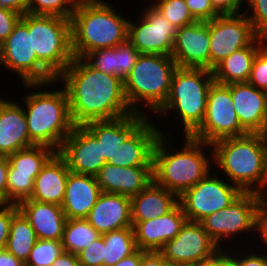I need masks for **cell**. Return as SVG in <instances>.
Instances as JSON below:
<instances>
[{
    "label": "cell",
    "instance_id": "c3c4849f",
    "mask_svg": "<svg viewBox=\"0 0 267 266\" xmlns=\"http://www.w3.org/2000/svg\"><path fill=\"white\" fill-rule=\"evenodd\" d=\"M244 0H210L219 14H237Z\"/></svg>",
    "mask_w": 267,
    "mask_h": 266
},
{
    "label": "cell",
    "instance_id": "ab89813d",
    "mask_svg": "<svg viewBox=\"0 0 267 266\" xmlns=\"http://www.w3.org/2000/svg\"><path fill=\"white\" fill-rule=\"evenodd\" d=\"M248 82L259 90L267 89V44L257 52Z\"/></svg>",
    "mask_w": 267,
    "mask_h": 266
},
{
    "label": "cell",
    "instance_id": "83f0119b",
    "mask_svg": "<svg viewBox=\"0 0 267 266\" xmlns=\"http://www.w3.org/2000/svg\"><path fill=\"white\" fill-rule=\"evenodd\" d=\"M130 199L132 221L159 218L179 203V197L176 194L154 182Z\"/></svg>",
    "mask_w": 267,
    "mask_h": 266
},
{
    "label": "cell",
    "instance_id": "ffe728a7",
    "mask_svg": "<svg viewBox=\"0 0 267 266\" xmlns=\"http://www.w3.org/2000/svg\"><path fill=\"white\" fill-rule=\"evenodd\" d=\"M231 97L241 126L248 133L267 129V99L263 90L249 82L232 83Z\"/></svg>",
    "mask_w": 267,
    "mask_h": 266
},
{
    "label": "cell",
    "instance_id": "f907efd6",
    "mask_svg": "<svg viewBox=\"0 0 267 266\" xmlns=\"http://www.w3.org/2000/svg\"><path fill=\"white\" fill-rule=\"evenodd\" d=\"M9 163L7 156H0V205L6 204V185Z\"/></svg>",
    "mask_w": 267,
    "mask_h": 266
},
{
    "label": "cell",
    "instance_id": "9c48e42d",
    "mask_svg": "<svg viewBox=\"0 0 267 266\" xmlns=\"http://www.w3.org/2000/svg\"><path fill=\"white\" fill-rule=\"evenodd\" d=\"M32 51L57 78L74 59L71 19L32 15Z\"/></svg>",
    "mask_w": 267,
    "mask_h": 266
},
{
    "label": "cell",
    "instance_id": "f5cc1de1",
    "mask_svg": "<svg viewBox=\"0 0 267 266\" xmlns=\"http://www.w3.org/2000/svg\"><path fill=\"white\" fill-rule=\"evenodd\" d=\"M51 266H81L76 254L63 251Z\"/></svg>",
    "mask_w": 267,
    "mask_h": 266
},
{
    "label": "cell",
    "instance_id": "484cf974",
    "mask_svg": "<svg viewBox=\"0 0 267 266\" xmlns=\"http://www.w3.org/2000/svg\"><path fill=\"white\" fill-rule=\"evenodd\" d=\"M18 208L28 219L37 239L62 241L67 217L61 206L26 199L18 204Z\"/></svg>",
    "mask_w": 267,
    "mask_h": 266
},
{
    "label": "cell",
    "instance_id": "bcb514c9",
    "mask_svg": "<svg viewBox=\"0 0 267 266\" xmlns=\"http://www.w3.org/2000/svg\"><path fill=\"white\" fill-rule=\"evenodd\" d=\"M254 229L260 234V238L267 248V197L260 201L256 209Z\"/></svg>",
    "mask_w": 267,
    "mask_h": 266
},
{
    "label": "cell",
    "instance_id": "3957f363",
    "mask_svg": "<svg viewBox=\"0 0 267 266\" xmlns=\"http://www.w3.org/2000/svg\"><path fill=\"white\" fill-rule=\"evenodd\" d=\"M167 136L161 130L153 148V182L180 197L210 172L212 162L202 148L212 146L185 135L184 148L173 153Z\"/></svg>",
    "mask_w": 267,
    "mask_h": 266
},
{
    "label": "cell",
    "instance_id": "30bf717a",
    "mask_svg": "<svg viewBox=\"0 0 267 266\" xmlns=\"http://www.w3.org/2000/svg\"><path fill=\"white\" fill-rule=\"evenodd\" d=\"M248 134L241 126L234 110L231 84L213 82L208 91L205 115L201 125L190 135L194 139L212 144L227 138Z\"/></svg>",
    "mask_w": 267,
    "mask_h": 266
},
{
    "label": "cell",
    "instance_id": "1f68e13d",
    "mask_svg": "<svg viewBox=\"0 0 267 266\" xmlns=\"http://www.w3.org/2000/svg\"><path fill=\"white\" fill-rule=\"evenodd\" d=\"M105 243L103 266H113L137 250L133 227L103 234Z\"/></svg>",
    "mask_w": 267,
    "mask_h": 266
},
{
    "label": "cell",
    "instance_id": "7402d4cb",
    "mask_svg": "<svg viewBox=\"0 0 267 266\" xmlns=\"http://www.w3.org/2000/svg\"><path fill=\"white\" fill-rule=\"evenodd\" d=\"M85 219L100 234L133 227L131 199L125 195L102 192Z\"/></svg>",
    "mask_w": 267,
    "mask_h": 266
},
{
    "label": "cell",
    "instance_id": "f35d334b",
    "mask_svg": "<svg viewBox=\"0 0 267 266\" xmlns=\"http://www.w3.org/2000/svg\"><path fill=\"white\" fill-rule=\"evenodd\" d=\"M84 59L96 70L116 76L115 47L94 50Z\"/></svg>",
    "mask_w": 267,
    "mask_h": 266
},
{
    "label": "cell",
    "instance_id": "e0dca14e",
    "mask_svg": "<svg viewBox=\"0 0 267 266\" xmlns=\"http://www.w3.org/2000/svg\"><path fill=\"white\" fill-rule=\"evenodd\" d=\"M209 21H195L177 29L171 53L177 67L210 70Z\"/></svg>",
    "mask_w": 267,
    "mask_h": 266
},
{
    "label": "cell",
    "instance_id": "74e56055",
    "mask_svg": "<svg viewBox=\"0 0 267 266\" xmlns=\"http://www.w3.org/2000/svg\"><path fill=\"white\" fill-rule=\"evenodd\" d=\"M139 56L140 53L128 40L117 45L115 47L116 76L124 81Z\"/></svg>",
    "mask_w": 267,
    "mask_h": 266
},
{
    "label": "cell",
    "instance_id": "ee69618b",
    "mask_svg": "<svg viewBox=\"0 0 267 266\" xmlns=\"http://www.w3.org/2000/svg\"><path fill=\"white\" fill-rule=\"evenodd\" d=\"M0 250L6 249L13 215L19 210L16 204L0 205Z\"/></svg>",
    "mask_w": 267,
    "mask_h": 266
},
{
    "label": "cell",
    "instance_id": "4dcf8cb0",
    "mask_svg": "<svg viewBox=\"0 0 267 266\" xmlns=\"http://www.w3.org/2000/svg\"><path fill=\"white\" fill-rule=\"evenodd\" d=\"M36 241L34 229L18 210L12 217L6 250L25 263Z\"/></svg>",
    "mask_w": 267,
    "mask_h": 266
},
{
    "label": "cell",
    "instance_id": "91938a15",
    "mask_svg": "<svg viewBox=\"0 0 267 266\" xmlns=\"http://www.w3.org/2000/svg\"><path fill=\"white\" fill-rule=\"evenodd\" d=\"M264 93H265V96H266V99H267V89L264 91Z\"/></svg>",
    "mask_w": 267,
    "mask_h": 266
},
{
    "label": "cell",
    "instance_id": "9a60e30c",
    "mask_svg": "<svg viewBox=\"0 0 267 266\" xmlns=\"http://www.w3.org/2000/svg\"><path fill=\"white\" fill-rule=\"evenodd\" d=\"M220 250L200 222L187 220L159 252L172 266H190L213 257Z\"/></svg>",
    "mask_w": 267,
    "mask_h": 266
},
{
    "label": "cell",
    "instance_id": "52a82bcc",
    "mask_svg": "<svg viewBox=\"0 0 267 266\" xmlns=\"http://www.w3.org/2000/svg\"><path fill=\"white\" fill-rule=\"evenodd\" d=\"M177 64L172 56L140 54L136 64L124 79V93L130 108L140 112L137 103H145L155 112L168 98L171 79ZM143 101V102H139ZM149 106V107H148Z\"/></svg>",
    "mask_w": 267,
    "mask_h": 266
},
{
    "label": "cell",
    "instance_id": "4fadbf2b",
    "mask_svg": "<svg viewBox=\"0 0 267 266\" xmlns=\"http://www.w3.org/2000/svg\"><path fill=\"white\" fill-rule=\"evenodd\" d=\"M263 198L264 196L255 192H243L228 207L206 216L200 223L214 242L223 249L222 239L254 230L256 209Z\"/></svg>",
    "mask_w": 267,
    "mask_h": 266
},
{
    "label": "cell",
    "instance_id": "ac0fdd59",
    "mask_svg": "<svg viewBox=\"0 0 267 266\" xmlns=\"http://www.w3.org/2000/svg\"><path fill=\"white\" fill-rule=\"evenodd\" d=\"M186 221L180 203L159 218L132 221L137 249L160 251L168 241L175 238Z\"/></svg>",
    "mask_w": 267,
    "mask_h": 266
},
{
    "label": "cell",
    "instance_id": "5bb4252c",
    "mask_svg": "<svg viewBox=\"0 0 267 266\" xmlns=\"http://www.w3.org/2000/svg\"><path fill=\"white\" fill-rule=\"evenodd\" d=\"M141 19L140 24L128 22L127 40L140 54L171 56L178 28L152 4L146 7Z\"/></svg>",
    "mask_w": 267,
    "mask_h": 266
},
{
    "label": "cell",
    "instance_id": "d6986e66",
    "mask_svg": "<svg viewBox=\"0 0 267 266\" xmlns=\"http://www.w3.org/2000/svg\"><path fill=\"white\" fill-rule=\"evenodd\" d=\"M95 177L101 192L131 198L153 182V166L123 167L106 163Z\"/></svg>",
    "mask_w": 267,
    "mask_h": 266
},
{
    "label": "cell",
    "instance_id": "b9f144b4",
    "mask_svg": "<svg viewBox=\"0 0 267 266\" xmlns=\"http://www.w3.org/2000/svg\"><path fill=\"white\" fill-rule=\"evenodd\" d=\"M104 247L103 234H101L99 238L77 254L81 266H103Z\"/></svg>",
    "mask_w": 267,
    "mask_h": 266
},
{
    "label": "cell",
    "instance_id": "5b68a950",
    "mask_svg": "<svg viewBox=\"0 0 267 266\" xmlns=\"http://www.w3.org/2000/svg\"><path fill=\"white\" fill-rule=\"evenodd\" d=\"M24 105L30 141L58 152L75 126L65 89L32 92L24 98Z\"/></svg>",
    "mask_w": 267,
    "mask_h": 266
},
{
    "label": "cell",
    "instance_id": "f1b7e54d",
    "mask_svg": "<svg viewBox=\"0 0 267 266\" xmlns=\"http://www.w3.org/2000/svg\"><path fill=\"white\" fill-rule=\"evenodd\" d=\"M265 41L267 42V38L259 36L250 46L223 59L212 70L215 82L226 85L248 82L254 58Z\"/></svg>",
    "mask_w": 267,
    "mask_h": 266
},
{
    "label": "cell",
    "instance_id": "8d00e7d4",
    "mask_svg": "<svg viewBox=\"0 0 267 266\" xmlns=\"http://www.w3.org/2000/svg\"><path fill=\"white\" fill-rule=\"evenodd\" d=\"M78 0H28V13L71 19Z\"/></svg>",
    "mask_w": 267,
    "mask_h": 266
},
{
    "label": "cell",
    "instance_id": "2e32d148",
    "mask_svg": "<svg viewBox=\"0 0 267 266\" xmlns=\"http://www.w3.org/2000/svg\"><path fill=\"white\" fill-rule=\"evenodd\" d=\"M57 153L73 173L96 176L106 164L101 158V142L84 125L74 126Z\"/></svg>",
    "mask_w": 267,
    "mask_h": 266
},
{
    "label": "cell",
    "instance_id": "4316f807",
    "mask_svg": "<svg viewBox=\"0 0 267 266\" xmlns=\"http://www.w3.org/2000/svg\"><path fill=\"white\" fill-rule=\"evenodd\" d=\"M69 172L66 161L56 153L36 176L30 199L61 206Z\"/></svg>",
    "mask_w": 267,
    "mask_h": 266
},
{
    "label": "cell",
    "instance_id": "681fc988",
    "mask_svg": "<svg viewBox=\"0 0 267 266\" xmlns=\"http://www.w3.org/2000/svg\"><path fill=\"white\" fill-rule=\"evenodd\" d=\"M139 266H172L159 251H146Z\"/></svg>",
    "mask_w": 267,
    "mask_h": 266
},
{
    "label": "cell",
    "instance_id": "cb8c5ba5",
    "mask_svg": "<svg viewBox=\"0 0 267 266\" xmlns=\"http://www.w3.org/2000/svg\"><path fill=\"white\" fill-rule=\"evenodd\" d=\"M147 114L136 113L102 121H90L84 126L101 142V158L114 161L117 146L123 143L147 118Z\"/></svg>",
    "mask_w": 267,
    "mask_h": 266
},
{
    "label": "cell",
    "instance_id": "7bdbcfd3",
    "mask_svg": "<svg viewBox=\"0 0 267 266\" xmlns=\"http://www.w3.org/2000/svg\"><path fill=\"white\" fill-rule=\"evenodd\" d=\"M185 2L197 21L207 22L219 15L210 0H185Z\"/></svg>",
    "mask_w": 267,
    "mask_h": 266
},
{
    "label": "cell",
    "instance_id": "603a6c76",
    "mask_svg": "<svg viewBox=\"0 0 267 266\" xmlns=\"http://www.w3.org/2000/svg\"><path fill=\"white\" fill-rule=\"evenodd\" d=\"M33 145L24 107L16 101L0 98V156H8Z\"/></svg>",
    "mask_w": 267,
    "mask_h": 266
},
{
    "label": "cell",
    "instance_id": "6f0895ef",
    "mask_svg": "<svg viewBox=\"0 0 267 266\" xmlns=\"http://www.w3.org/2000/svg\"><path fill=\"white\" fill-rule=\"evenodd\" d=\"M222 249V265L221 266H237V264L228 256V251Z\"/></svg>",
    "mask_w": 267,
    "mask_h": 266
},
{
    "label": "cell",
    "instance_id": "d590c367",
    "mask_svg": "<svg viewBox=\"0 0 267 266\" xmlns=\"http://www.w3.org/2000/svg\"><path fill=\"white\" fill-rule=\"evenodd\" d=\"M153 6L176 28L197 21L191 14L185 0H153Z\"/></svg>",
    "mask_w": 267,
    "mask_h": 266
},
{
    "label": "cell",
    "instance_id": "9f6ffc18",
    "mask_svg": "<svg viewBox=\"0 0 267 266\" xmlns=\"http://www.w3.org/2000/svg\"><path fill=\"white\" fill-rule=\"evenodd\" d=\"M222 265V249L213 257L197 262L190 266H221Z\"/></svg>",
    "mask_w": 267,
    "mask_h": 266
},
{
    "label": "cell",
    "instance_id": "f6af8a7d",
    "mask_svg": "<svg viewBox=\"0 0 267 266\" xmlns=\"http://www.w3.org/2000/svg\"><path fill=\"white\" fill-rule=\"evenodd\" d=\"M22 15L7 8L0 7V44L13 32Z\"/></svg>",
    "mask_w": 267,
    "mask_h": 266
},
{
    "label": "cell",
    "instance_id": "60d3db41",
    "mask_svg": "<svg viewBox=\"0 0 267 266\" xmlns=\"http://www.w3.org/2000/svg\"><path fill=\"white\" fill-rule=\"evenodd\" d=\"M246 1L247 3H249L248 9L251 8L252 10V14H250L248 10L244 12L246 14V17L252 23L255 32L259 36L267 38V0H246Z\"/></svg>",
    "mask_w": 267,
    "mask_h": 266
},
{
    "label": "cell",
    "instance_id": "7a4b0ae2",
    "mask_svg": "<svg viewBox=\"0 0 267 266\" xmlns=\"http://www.w3.org/2000/svg\"><path fill=\"white\" fill-rule=\"evenodd\" d=\"M211 146L213 164L221 167L233 185L242 192L267 197V151L262 133L223 138Z\"/></svg>",
    "mask_w": 267,
    "mask_h": 266
},
{
    "label": "cell",
    "instance_id": "ba28073f",
    "mask_svg": "<svg viewBox=\"0 0 267 266\" xmlns=\"http://www.w3.org/2000/svg\"><path fill=\"white\" fill-rule=\"evenodd\" d=\"M21 77L25 87L45 88L56 83V77L37 59L32 51V14L26 13L15 25L13 32L0 44V65Z\"/></svg>",
    "mask_w": 267,
    "mask_h": 266
},
{
    "label": "cell",
    "instance_id": "f546056e",
    "mask_svg": "<svg viewBox=\"0 0 267 266\" xmlns=\"http://www.w3.org/2000/svg\"><path fill=\"white\" fill-rule=\"evenodd\" d=\"M56 153V150L44 145H33L20 149L7 156L8 169H15V173L31 174L35 179Z\"/></svg>",
    "mask_w": 267,
    "mask_h": 266
},
{
    "label": "cell",
    "instance_id": "277c9868",
    "mask_svg": "<svg viewBox=\"0 0 267 266\" xmlns=\"http://www.w3.org/2000/svg\"><path fill=\"white\" fill-rule=\"evenodd\" d=\"M113 8L101 0L77 1L71 17L74 57L84 58L89 52L127 40L129 20Z\"/></svg>",
    "mask_w": 267,
    "mask_h": 266
},
{
    "label": "cell",
    "instance_id": "e575fe53",
    "mask_svg": "<svg viewBox=\"0 0 267 266\" xmlns=\"http://www.w3.org/2000/svg\"><path fill=\"white\" fill-rule=\"evenodd\" d=\"M63 251L62 241L37 239L24 264L26 266H51Z\"/></svg>",
    "mask_w": 267,
    "mask_h": 266
},
{
    "label": "cell",
    "instance_id": "d4e9b609",
    "mask_svg": "<svg viewBox=\"0 0 267 266\" xmlns=\"http://www.w3.org/2000/svg\"><path fill=\"white\" fill-rule=\"evenodd\" d=\"M101 193L95 176L70 171L61 204L67 219L86 218Z\"/></svg>",
    "mask_w": 267,
    "mask_h": 266
},
{
    "label": "cell",
    "instance_id": "8fae6325",
    "mask_svg": "<svg viewBox=\"0 0 267 266\" xmlns=\"http://www.w3.org/2000/svg\"><path fill=\"white\" fill-rule=\"evenodd\" d=\"M210 174L179 197L188 221L200 222L206 216L228 207L243 193L237 186L226 183L216 174L213 177Z\"/></svg>",
    "mask_w": 267,
    "mask_h": 266
},
{
    "label": "cell",
    "instance_id": "7dc6e473",
    "mask_svg": "<svg viewBox=\"0 0 267 266\" xmlns=\"http://www.w3.org/2000/svg\"><path fill=\"white\" fill-rule=\"evenodd\" d=\"M265 253H261V255H259L254 252L250 255L245 254L247 257L241 256L239 258H236L238 256H234V254L232 255V257L228 253V256L237 264V266H267V252Z\"/></svg>",
    "mask_w": 267,
    "mask_h": 266
},
{
    "label": "cell",
    "instance_id": "6da1fadb",
    "mask_svg": "<svg viewBox=\"0 0 267 266\" xmlns=\"http://www.w3.org/2000/svg\"><path fill=\"white\" fill-rule=\"evenodd\" d=\"M62 80L75 126L134 113L125 97L123 80L96 70L83 57H74L56 78L58 83Z\"/></svg>",
    "mask_w": 267,
    "mask_h": 266
},
{
    "label": "cell",
    "instance_id": "44dd1931",
    "mask_svg": "<svg viewBox=\"0 0 267 266\" xmlns=\"http://www.w3.org/2000/svg\"><path fill=\"white\" fill-rule=\"evenodd\" d=\"M151 123L147 117L123 143L117 146L114 161L108 163L123 167L153 166L152 153L160 130Z\"/></svg>",
    "mask_w": 267,
    "mask_h": 266
},
{
    "label": "cell",
    "instance_id": "8992f818",
    "mask_svg": "<svg viewBox=\"0 0 267 266\" xmlns=\"http://www.w3.org/2000/svg\"><path fill=\"white\" fill-rule=\"evenodd\" d=\"M214 81L211 70L177 67L171 79L168 98L156 113L159 116L169 111L178 113L184 135L190 136L203 122L208 91Z\"/></svg>",
    "mask_w": 267,
    "mask_h": 266
},
{
    "label": "cell",
    "instance_id": "836d02e7",
    "mask_svg": "<svg viewBox=\"0 0 267 266\" xmlns=\"http://www.w3.org/2000/svg\"><path fill=\"white\" fill-rule=\"evenodd\" d=\"M34 180L31 174L15 173V169H8L6 204L18 205L21 201L30 199Z\"/></svg>",
    "mask_w": 267,
    "mask_h": 266
},
{
    "label": "cell",
    "instance_id": "816d5d0a",
    "mask_svg": "<svg viewBox=\"0 0 267 266\" xmlns=\"http://www.w3.org/2000/svg\"><path fill=\"white\" fill-rule=\"evenodd\" d=\"M0 7L10 9L23 16L28 13V0H0Z\"/></svg>",
    "mask_w": 267,
    "mask_h": 266
},
{
    "label": "cell",
    "instance_id": "680465c9",
    "mask_svg": "<svg viewBox=\"0 0 267 266\" xmlns=\"http://www.w3.org/2000/svg\"><path fill=\"white\" fill-rule=\"evenodd\" d=\"M263 138L265 140V144H266V151H267V129L262 133Z\"/></svg>",
    "mask_w": 267,
    "mask_h": 266
},
{
    "label": "cell",
    "instance_id": "db71d44e",
    "mask_svg": "<svg viewBox=\"0 0 267 266\" xmlns=\"http://www.w3.org/2000/svg\"><path fill=\"white\" fill-rule=\"evenodd\" d=\"M145 252L146 251H144V250L137 249L134 253L123 258L122 260H120L119 262H117L113 266H139L142 255Z\"/></svg>",
    "mask_w": 267,
    "mask_h": 266
},
{
    "label": "cell",
    "instance_id": "11a10c76",
    "mask_svg": "<svg viewBox=\"0 0 267 266\" xmlns=\"http://www.w3.org/2000/svg\"><path fill=\"white\" fill-rule=\"evenodd\" d=\"M25 264L9 253L6 249L0 250V266H24Z\"/></svg>",
    "mask_w": 267,
    "mask_h": 266
},
{
    "label": "cell",
    "instance_id": "d6a6232c",
    "mask_svg": "<svg viewBox=\"0 0 267 266\" xmlns=\"http://www.w3.org/2000/svg\"><path fill=\"white\" fill-rule=\"evenodd\" d=\"M100 236L85 218L67 219L62 237L63 249L77 255Z\"/></svg>",
    "mask_w": 267,
    "mask_h": 266
},
{
    "label": "cell",
    "instance_id": "7c38bea8",
    "mask_svg": "<svg viewBox=\"0 0 267 266\" xmlns=\"http://www.w3.org/2000/svg\"><path fill=\"white\" fill-rule=\"evenodd\" d=\"M258 37L244 12L219 14L210 20V70L232 53L250 46Z\"/></svg>",
    "mask_w": 267,
    "mask_h": 266
}]
</instances>
